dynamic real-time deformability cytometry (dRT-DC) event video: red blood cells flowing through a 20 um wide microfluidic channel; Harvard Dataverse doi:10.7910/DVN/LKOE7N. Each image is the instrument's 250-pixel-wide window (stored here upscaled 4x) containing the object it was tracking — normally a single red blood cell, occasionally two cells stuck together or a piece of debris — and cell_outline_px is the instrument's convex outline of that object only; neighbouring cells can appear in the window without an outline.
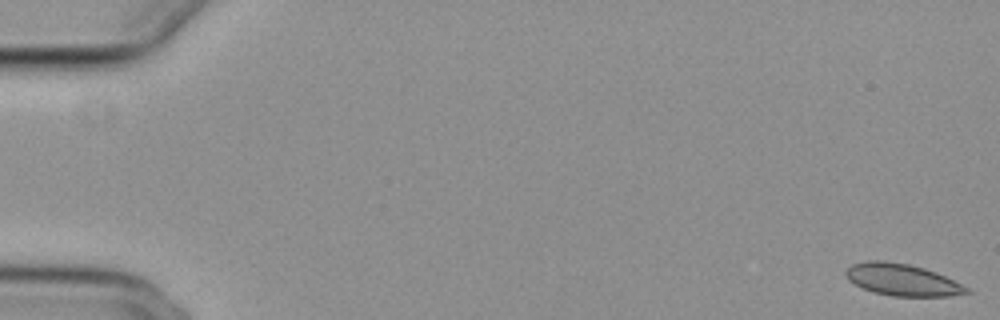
{"species": "common noctule bat (a hibernating species)", "species_latin": "Nyctalus noctula", "temperature_condition": "cold", "stored_images_in_passage": 56, "camera_frame_rate_fps": 3000, "um_per_image_px": 0.085, "animal": {"sex": "female", "body_mass_g": 29.2, "forearm_length_mm": 56.3}, "frame": {"image": 1, "passage_image": 1, "time_ms": 0.0, "image_size_px": [1000, 320], "cell_outline_px": [[972, 292], [948, 296], [892, 296], [872, 292], [848, 280], [844, 272], [852, 264], [868, 260], [884, 260], [908, 264], [924, 268], [936, 272], [968, 288]], "centroid_in_image_um": [76.65, 23.77], "position_along_channel_um": 8.3, "area_um2": 22.25}}
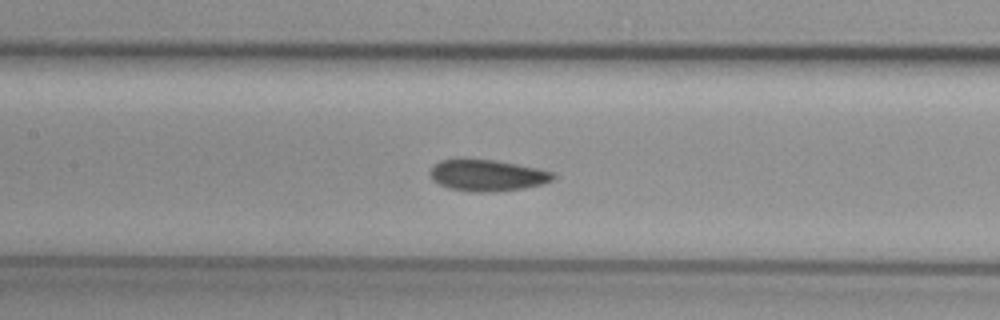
{"frame": {"image": 2, "passage_image": 27, "time_ms": 8.667, "image_size_px": [1000, 320], "cell_outline_px": [[556, 176], [552, 180], [544, 184], [524, 188], [496, 192], [472, 192], [448, 188], [432, 180], [428, 172], [440, 160], [464, 156], [496, 160], [556, 172]], "centroid_in_image_um": [41.39, 14.88], "position_along_channel_um": 166.0, "area_um2": 23.29}}
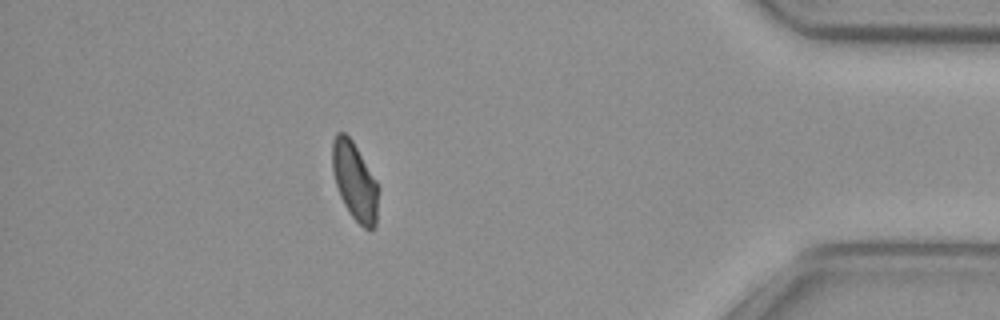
{"frame": {"image": 3, "passage_image": 50, "time_ms": 16.333, "image_size_px": [1000, 320], "cell_outline_px": [[380, 188], [376, 224], [372, 228], [364, 228], [348, 212], [340, 196], [336, 184], [332, 168], [332, 140], [336, 132], [344, 132], [352, 140], [376, 180]], "centroid_in_image_um": [30.16, 15.4], "position_along_channel_um": 405.0, "area_um2": 20.98}, "authors_computed_cell_mechanics": {"area_um2": 22.4264, "velocity_mm_per_s": 3.708, "shape_relaxation_time_tau1_ms": null, "shape_relaxation_time_tau2_ms": 8.1445, "deformation_change_tau1": null, "deformation_change_tau2": 0.0986}}